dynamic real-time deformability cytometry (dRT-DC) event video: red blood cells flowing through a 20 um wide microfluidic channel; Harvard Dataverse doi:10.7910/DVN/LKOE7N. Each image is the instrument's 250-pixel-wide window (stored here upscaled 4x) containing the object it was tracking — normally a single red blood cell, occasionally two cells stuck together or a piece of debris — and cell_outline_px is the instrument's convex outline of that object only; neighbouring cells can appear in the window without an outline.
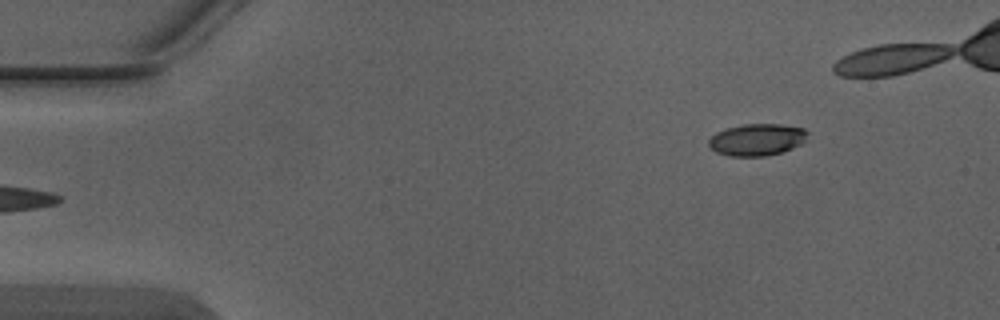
{"species": "Egyptian fruit bat (a non-hibernating species)", "species_latin": "Rousettus aegyptiacus", "temperature_condition": "warm", "stored_images_in_passage": 5, "segment_of_instrument_passage": [2, 2], "camera_frame_rate_fps": 3000, "um_per_image_px": 0.085, "animal": {"sex": "male"}, "frame": {"image": 1, "passage_image": 5, "time_ms": 1.333, "image_size_px": [1000, 320], "cell_outline_px": [[808, 132], [804, 140], [800, 144], [792, 148], [780, 152], [764, 156], [732, 156], [716, 152], [708, 144], [708, 140], [716, 132], [728, 128], [744, 124], [780, 124], [804, 128]], "centroid_in_image_um": [64.33, 11.86], "position_along_channel_um": 20.7, "area_um2": 18.15}}